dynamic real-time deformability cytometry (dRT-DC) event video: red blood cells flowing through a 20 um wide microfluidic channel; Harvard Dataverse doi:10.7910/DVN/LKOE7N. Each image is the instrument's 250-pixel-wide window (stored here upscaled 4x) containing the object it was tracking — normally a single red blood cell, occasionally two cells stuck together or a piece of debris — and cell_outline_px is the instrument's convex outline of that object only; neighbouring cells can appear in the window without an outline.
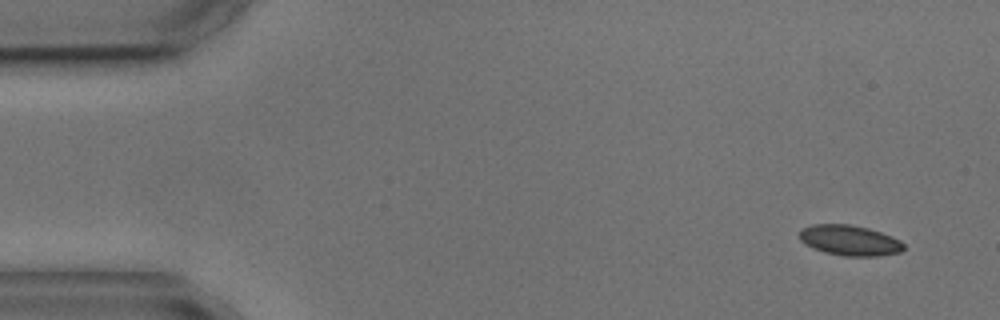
{"species": "common noctule bat (a hibernating species)", "species_latin": "Nyctalus noctula", "temperature_condition": "cold", "stored_images_in_passage": 3, "camera_frame_rate_fps": 3000, "um_per_image_px": 0.085, "animal": {"sex": "male", "body_mass_g": 17.9, "forearm_length_mm": 54.2}, "frame": {"image": 1, "passage_image": 1, "time_ms": 0.0, "image_size_px": [1000, 320], "cell_outline_px": [[904, 248], [900, 252], [880, 256], [844, 256], [824, 252], [812, 248], [804, 244], [800, 240], [800, 228], [812, 224], [852, 224], [868, 228], [892, 236], [900, 240], [904, 244]], "centroid_in_image_um": [72.2, 20.43], "position_along_channel_um": 12.8, "area_um2": 18.67}}
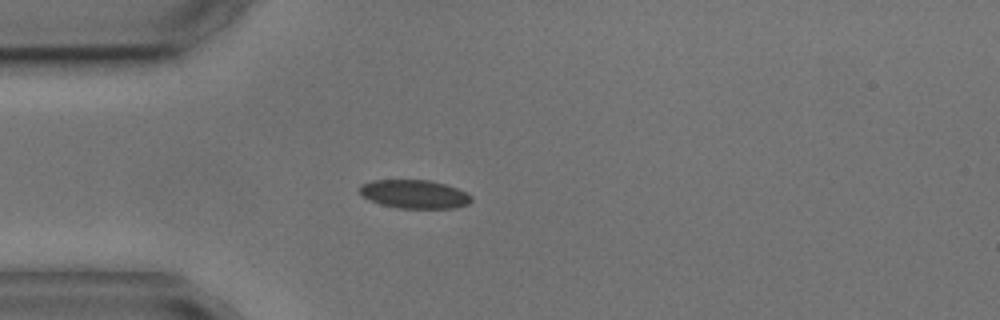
{"frame": {"image": 2, "passage_image": 3, "time_ms": 3.667, "image_size_px": [1000, 320], "cell_outline_px": [[472, 200], [468, 204], [452, 208], [400, 208], [380, 204], [368, 200], [356, 188], [360, 184], [372, 180], [428, 180], [444, 184], [456, 188], [472, 196]], "centroid_in_image_um": [35.17, 16.5], "position_along_channel_um": 49.8, "area_um2": 18.55}}